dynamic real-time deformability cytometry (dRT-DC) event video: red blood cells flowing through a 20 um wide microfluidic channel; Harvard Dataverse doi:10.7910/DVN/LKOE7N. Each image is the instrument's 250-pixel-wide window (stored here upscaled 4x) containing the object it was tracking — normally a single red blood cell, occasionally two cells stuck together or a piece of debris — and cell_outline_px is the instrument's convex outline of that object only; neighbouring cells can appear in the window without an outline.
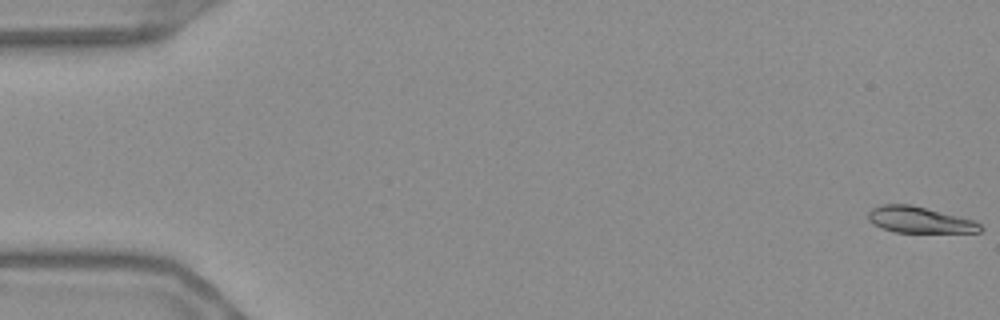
{"species": "Egyptian fruit bat (a non-hibernating species)", "species_latin": "Rousettus aegyptiacus", "temperature_condition": "warm", "stored_images_in_passage": 56, "camera_frame_rate_fps": 3000, "um_per_image_px": 0.085, "frame": {"image": 1, "passage_image": 1, "time_ms": 0.0, "image_size_px": [1000, 320], "cell_outline_px": [[984, 228], [980, 232], [892, 232], [880, 228], [872, 224], [868, 220], [868, 212], [872, 208], [880, 204], [912, 204], [972, 220], [980, 224]], "centroid_in_image_um": [78.09, 18.68], "position_along_channel_um": 6.9, "area_um2": 17.17}}
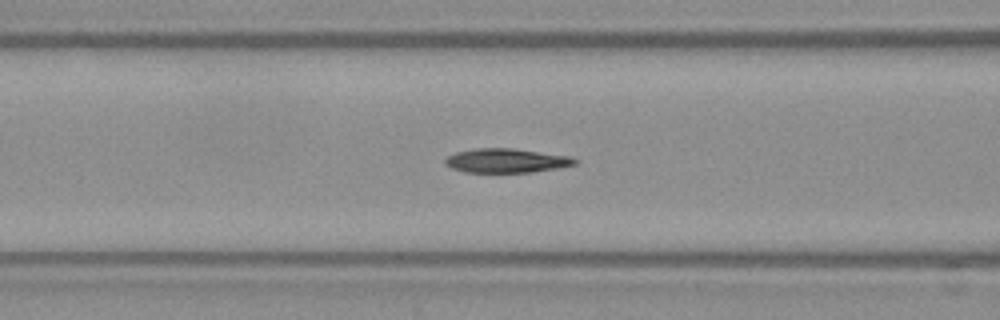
{"frame": {"image": 2, "passage_image": 23, "time_ms": 7.333, "image_size_px": [1000, 320], "cell_outline_px": [[580, 160], [576, 164], [556, 168], [532, 172], [464, 172], [452, 168], [444, 164], [444, 160], [448, 156], [456, 152], [476, 148], [512, 148], [572, 156]], "centroid_in_image_um": [43.06, 13.65], "position_along_channel_um": 123.5, "area_um2": 18.32}}
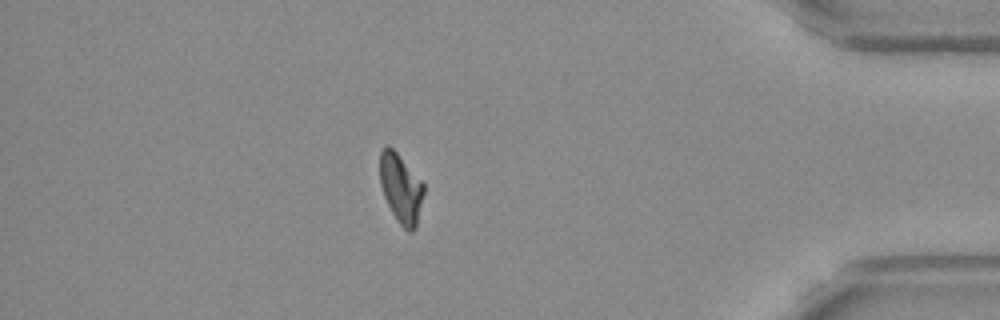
{"frame": {"image": 3, "passage_image": 49, "time_ms": 16.0, "image_size_px": [1000, 320], "cell_outline_px": [[424, 192], [416, 228], [412, 232], [408, 232], [396, 220], [384, 196], [380, 184], [380, 152], [388, 144], [396, 152], [424, 184]], "centroid_in_image_um": [34.07, 16.04], "position_along_channel_um": 401.1, "area_um2": 17.51}, "authors_computed_cell_mechanics": {"area_um2": 18.3226, "velocity_mm_per_s": 3.6722, "shape_relaxation_time_tau1_ms": 6.2387, "shape_relaxation_time_tau2_ms": 2.1105, "deformation_change_tau1": 0.1841, "deformation_change_tau2": 0.058}}